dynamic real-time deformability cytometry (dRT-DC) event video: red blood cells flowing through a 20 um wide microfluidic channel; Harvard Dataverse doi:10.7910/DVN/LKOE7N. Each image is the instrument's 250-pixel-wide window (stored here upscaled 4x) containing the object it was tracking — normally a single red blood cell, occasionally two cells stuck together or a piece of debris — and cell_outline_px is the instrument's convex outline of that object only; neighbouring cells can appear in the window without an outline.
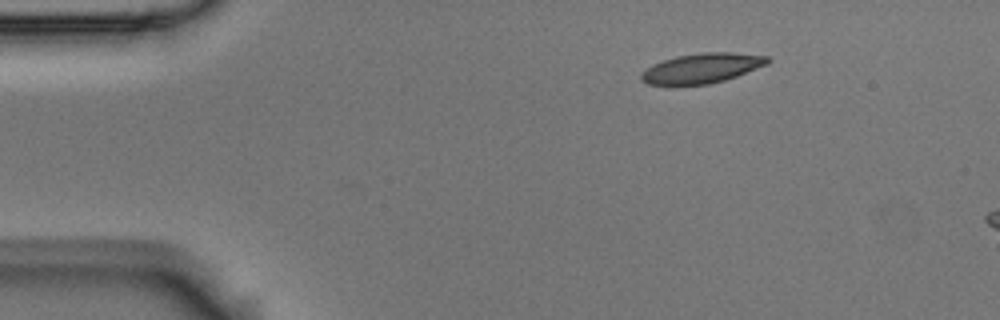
{"species": "Egyptian fruit bat (a non-hibernating species)", "species_latin": "Rousettus aegyptiacus", "temperature_condition": "room temperature", "stored_images_in_passage": 6, "camera_frame_rate_fps": 3000, "um_per_image_px": 0.085, "animal": {"sex": "male"}, "frame": {"image": 1, "passage_image": 6, "time_ms": 1.667, "image_size_px": [1000, 320], "cell_outline_px": [[772, 60], [768, 64], [736, 76], [724, 80], [708, 84], [668, 88], [648, 84], [640, 80], [640, 72], [652, 64], [676, 56], [700, 52], [732, 52], [768, 56]], "centroid_in_image_um": [59.57, 5.83], "position_along_channel_um": 25.4, "area_um2": 22.83}}